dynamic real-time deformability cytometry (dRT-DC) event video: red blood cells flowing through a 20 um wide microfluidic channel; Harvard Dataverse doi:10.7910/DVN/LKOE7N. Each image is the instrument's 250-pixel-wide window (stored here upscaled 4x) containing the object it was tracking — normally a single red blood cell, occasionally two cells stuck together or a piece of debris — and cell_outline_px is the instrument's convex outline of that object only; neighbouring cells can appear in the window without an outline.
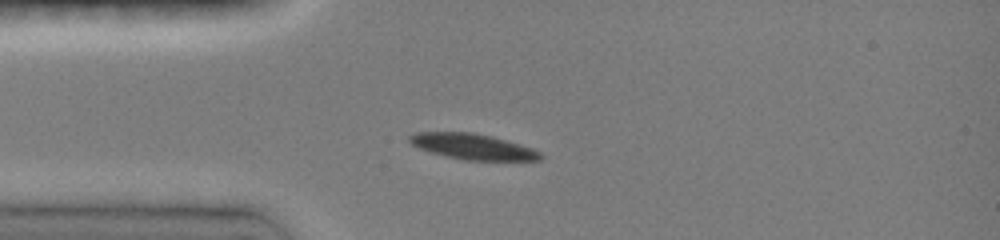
{"species": "common noctule bat (a hibernating species)", "species_latin": "Nyctalus noctula", "temperature_condition": "room temperature", "stored_images_in_passage": 15, "camera_frame_rate_fps": 3000, "um_per_image_px": 0.085, "animal": {"sex": "female", "body_mass_g": 19.0, "forearm_length_mm": 51.5}, "frame": {"image": 1, "passage_image": 1, "time_ms": 0.0, "image_size_px": [1000, 240], "cell_outline_px": [[544, 156], [540, 160], [464, 160], [432, 152], [420, 148], [412, 144], [408, 140], [408, 136], [416, 132], [472, 132], [492, 136], [520, 144], [532, 148], [540, 152]], "centroid_in_image_um": [40.2, 12.45], "position_along_channel_um": 44.8, "area_um2": 19.42}}
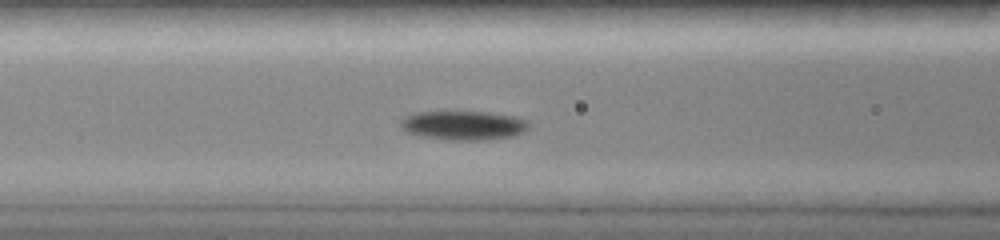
{"frame": {"image": 2, "passage_image": 7, "time_ms": 2.333, "image_size_px": [1000, 240], "cell_outline_px": [[528, 128], [524, 132], [512, 136], [484, 140], [452, 140], [416, 136], [408, 132], [400, 124], [400, 120], [404, 116], [412, 112], [488, 112], [516, 116], [528, 120]], "centroid_in_image_um": [39.39, 10.65], "position_along_channel_um": 127.2, "area_um2": 21.91}}